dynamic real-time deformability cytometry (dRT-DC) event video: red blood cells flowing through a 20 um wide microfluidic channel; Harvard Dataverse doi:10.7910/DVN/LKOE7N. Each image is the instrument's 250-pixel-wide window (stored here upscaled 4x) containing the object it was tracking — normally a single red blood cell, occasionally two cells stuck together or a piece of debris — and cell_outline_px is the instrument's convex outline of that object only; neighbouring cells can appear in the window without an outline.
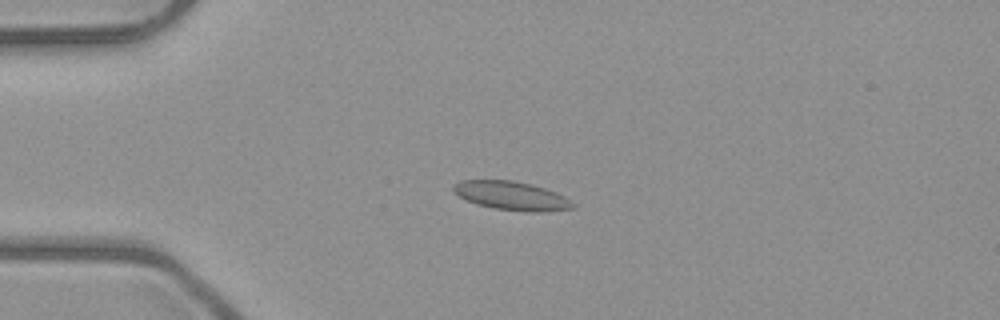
{"species": "common noctule bat (a hibernating species)", "species_latin": "Nyctalus noctula", "temperature_condition": "room temperature", "stored_images_in_passage": 7, "camera_frame_rate_fps": 3000, "um_per_image_px": 0.085, "animal": {"sex": "male", "body_mass_g": 23.1, "forearm_length_mm": 52.7}, "frame": {"image": 1, "passage_image": 3, "time_ms": 2.333, "image_size_px": [1000, 320], "cell_outline_px": [[576, 208], [544, 212], [524, 212], [496, 208], [476, 204], [460, 196], [452, 188], [460, 180], [512, 180], [532, 184], [556, 192], [564, 196], [576, 204]], "centroid_in_image_um": [43.55, 16.65], "position_along_channel_um": 41.4, "area_um2": 19.94}}
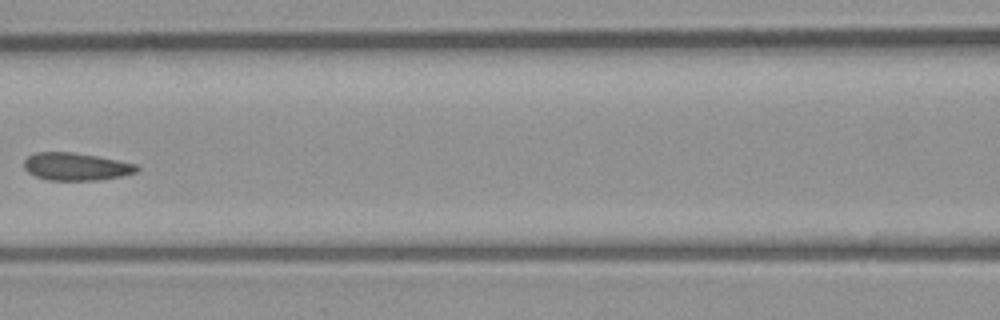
{"frame": {"image": 2, "passage_image": 6, "time_ms": 6.0, "image_size_px": [1000, 320], "cell_outline_px": [[140, 168], [136, 172], [120, 176], [100, 180], [48, 180], [36, 176], [28, 172], [24, 168], [24, 160], [28, 156], [36, 152], [72, 152], [96, 156], [136, 164]], "centroid_in_image_um": [6.44, 14.16], "position_along_channel_um": 160.2, "area_um2": 18.03}}
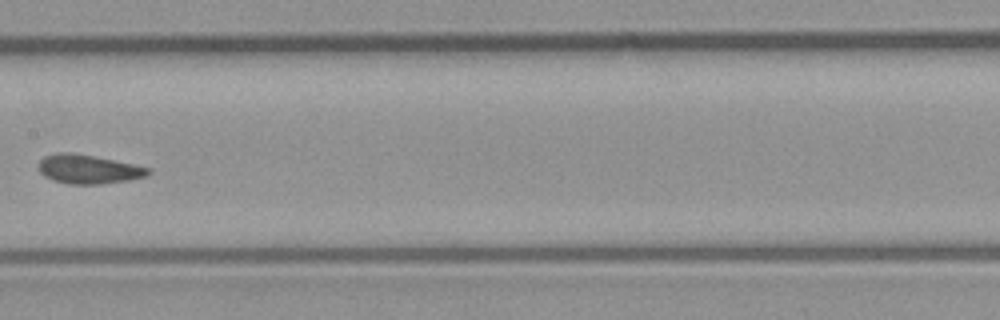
{"frame": {"image": 3, "passage_image": 7, "time_ms": 7.0, "image_size_px": [1000, 320], "cell_outline_px": [[152, 172], [148, 176], [128, 180], [100, 184], [68, 184], [52, 180], [44, 176], [40, 172], [40, 160], [44, 156], [56, 152], [72, 152], [152, 168]], "centroid_in_image_um": [7.52, 14.38], "position_along_channel_um": 199.9, "area_um2": 18.5}}